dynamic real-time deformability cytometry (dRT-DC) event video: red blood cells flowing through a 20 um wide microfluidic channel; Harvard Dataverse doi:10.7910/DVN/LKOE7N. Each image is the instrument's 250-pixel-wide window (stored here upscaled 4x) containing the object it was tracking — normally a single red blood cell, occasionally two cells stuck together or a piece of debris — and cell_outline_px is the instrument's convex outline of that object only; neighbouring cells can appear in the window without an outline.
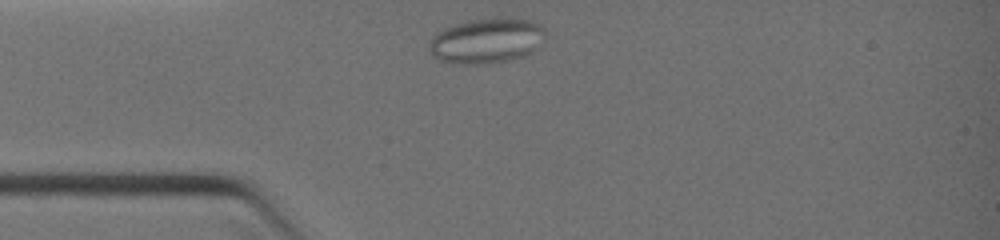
{"species": "common noctule bat (a hibernating species)", "species_latin": "Nyctalus noctula", "temperature_condition": "warm", "stored_images_in_passage": 1, "camera_frame_rate_fps": 3000, "um_per_image_px": 0.085, "animal": {"sex": "female", "body_mass_g": 19.0, "forearm_length_mm": 51.5}, "frame": {"image": 1, "passage_image": 1, "time_ms": 0.0, "image_size_px": [1000, 240], "cell_outline_px": [[544, 44], [532, 52], [524, 56], [492, 64], [452, 64], [440, 60], [432, 56], [428, 52], [428, 44], [432, 36], [436, 32], [452, 24], [468, 20], [500, 16], [532, 20], [544, 28]], "centroid_in_image_um": [41.34, 3.46], "position_along_channel_um": 43.7, "area_um2": 31.62}}